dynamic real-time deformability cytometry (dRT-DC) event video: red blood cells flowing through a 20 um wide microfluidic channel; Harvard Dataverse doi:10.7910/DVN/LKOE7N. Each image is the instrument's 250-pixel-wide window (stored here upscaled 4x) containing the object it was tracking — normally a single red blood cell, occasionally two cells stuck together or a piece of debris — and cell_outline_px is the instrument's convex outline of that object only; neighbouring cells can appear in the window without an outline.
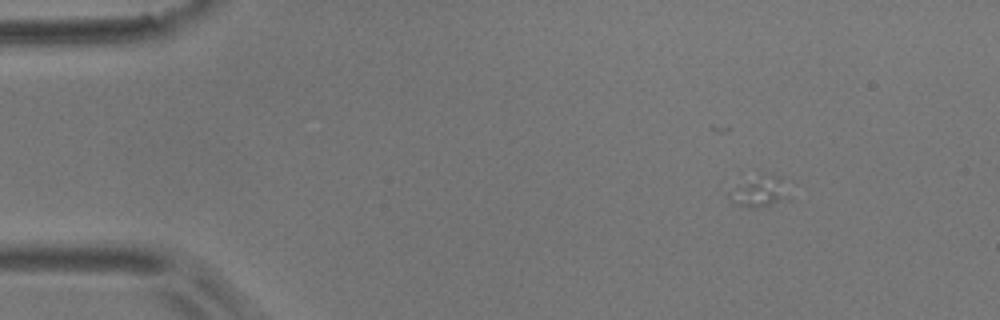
{"species": "common noctule bat (a hibernating species)", "species_latin": "Nyctalus noctula", "temperature_condition": "room temperature", "stored_images_in_passage": 2, "camera_frame_rate_fps": 3000, "um_per_image_px": 0.085, "animal": {"sex": "male", "body_mass_g": 17.9}, "frame": {"image": 1, "passage_image": 2, "time_ms": 1.333, "image_size_px": [1000, 320], "cell_outline_px": [[792, 200], [752, 208], [736, 204], [728, 200], [728, 192], [740, 172], [780, 176]], "centroid_in_image_um": [64.42, 16.18], "position_along_channel_um": 20.6, "area_um2": 12.08}}